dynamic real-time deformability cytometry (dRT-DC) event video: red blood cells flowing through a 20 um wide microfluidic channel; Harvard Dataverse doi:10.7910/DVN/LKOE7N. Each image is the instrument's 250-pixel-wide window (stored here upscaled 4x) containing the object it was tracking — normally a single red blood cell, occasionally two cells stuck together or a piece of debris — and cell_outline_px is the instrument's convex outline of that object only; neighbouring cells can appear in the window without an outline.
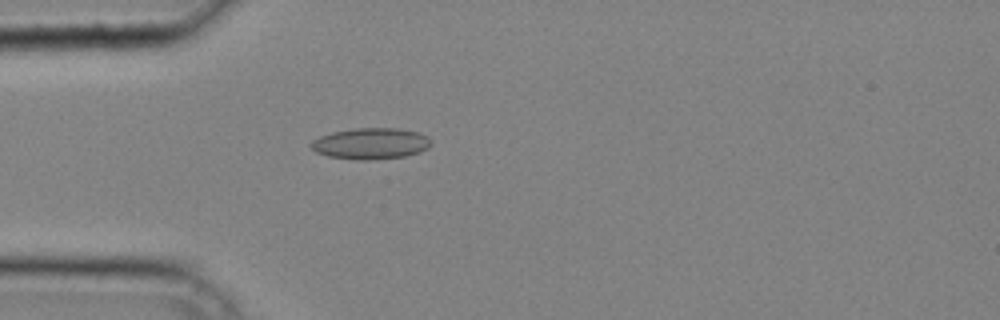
{"species": "common noctule bat (a hibernating species)", "species_latin": "Nyctalus noctula", "temperature_condition": "cold", "stored_images_in_passage": 37, "camera_frame_rate_fps": 3000, "um_per_image_px": 0.085, "animal": {"sex": "male", "body_mass_g": 20.4}, "frame": {"image": 1, "passage_image": 11, "time_ms": 3.333, "image_size_px": [1000, 320], "cell_outline_px": [[432, 144], [428, 148], [420, 152], [404, 156], [368, 160], [356, 160], [328, 156], [316, 152], [308, 144], [312, 140], [320, 136], [332, 132], [356, 128], [400, 128], [416, 132], [428, 136]], "centroid_in_image_um": [31.5, 12.2], "position_along_channel_um": 53.5, "area_um2": 21.91}}
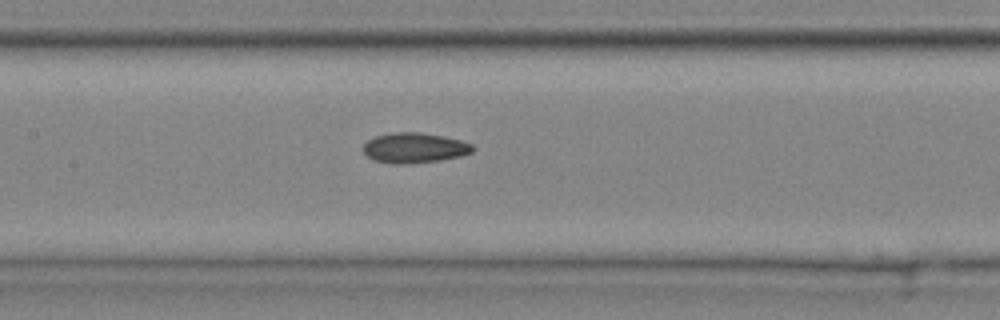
{"frame": {"image": 2, "passage_image": 19, "time_ms": 6.0, "image_size_px": [1000, 320], "cell_outline_px": [[476, 148], [472, 152], [460, 156], [440, 160], [408, 164], [392, 164], [372, 160], [364, 152], [364, 144], [368, 140], [376, 136], [392, 132], [420, 132], [444, 136], [460, 140], [472, 144]], "centroid_in_image_um": [35.23, 12.57], "position_along_channel_um": 172.2, "area_um2": 19.36}}
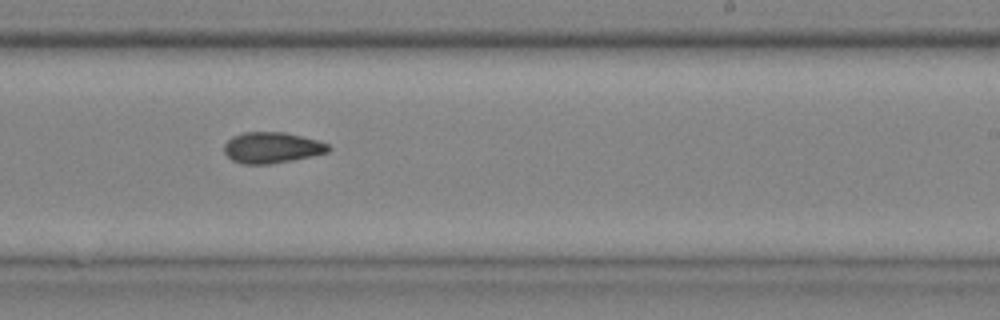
{"frame": {"image": 3, "passage_image": 25, "time_ms": 8.0, "image_size_px": [1000, 320], "cell_outline_px": [[332, 148], [328, 152], [292, 160], [268, 164], [244, 164], [232, 160], [224, 152], [224, 144], [232, 136], [244, 132], [284, 132], [316, 140], [328, 144]], "centroid_in_image_um": [23.09, 12.55], "position_along_channel_um": 265.9, "area_um2": 18.67}}